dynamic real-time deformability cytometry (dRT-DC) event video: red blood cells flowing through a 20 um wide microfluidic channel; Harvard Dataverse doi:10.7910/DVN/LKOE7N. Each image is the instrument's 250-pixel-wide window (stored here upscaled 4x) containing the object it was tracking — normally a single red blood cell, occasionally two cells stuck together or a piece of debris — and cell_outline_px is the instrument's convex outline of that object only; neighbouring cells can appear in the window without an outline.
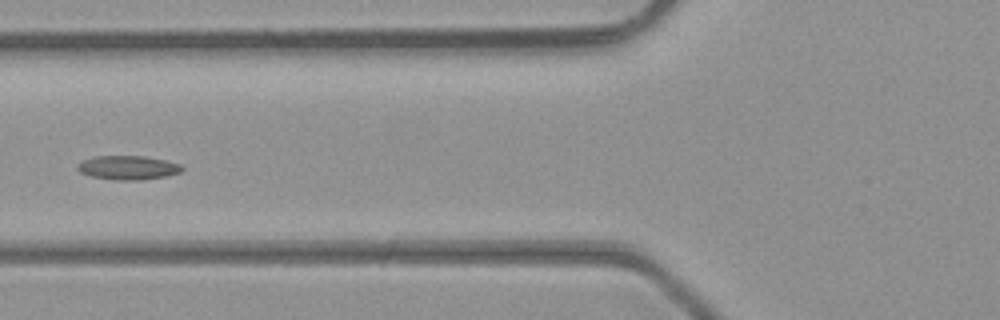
{"species": "common noctule bat (a hibernating species)", "species_latin": "Nyctalus noctula", "temperature_condition": "room temperature", "stored_images_in_passage": 5, "camera_frame_rate_fps": 3000, "um_per_image_px": 0.085, "animal": {"sex": "male", "body_mass_g": 23.1, "forearm_length_mm": 52.7}, "frame": {"image": 1, "passage_image": 5, "time_ms": 1.333, "image_size_px": [1000, 320], "cell_outline_px": [[184, 168], [180, 172], [164, 176], [140, 180], [112, 180], [92, 176], [80, 172], [76, 168], [76, 164], [84, 160], [96, 156], [144, 156], [164, 160], [180, 164]], "centroid_in_image_um": [10.85, 14.25], "position_along_channel_um": 115.0, "area_um2": 14.51}}